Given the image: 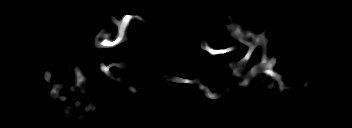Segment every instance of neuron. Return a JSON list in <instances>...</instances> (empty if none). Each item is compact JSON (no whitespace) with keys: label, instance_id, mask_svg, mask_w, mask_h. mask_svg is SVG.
<instances>
[{"label":"neuron","instance_id":"1","mask_svg":"<svg viewBox=\"0 0 352 128\" xmlns=\"http://www.w3.org/2000/svg\"><path fill=\"white\" fill-rule=\"evenodd\" d=\"M114 23L118 26V32H117V36L114 40H111V33H109V31H107L106 29L101 30L100 32H98L95 36V42H94V47H99V48H113L115 46H117L118 44L127 41L128 38L126 37V33H127V28L131 22L132 19H138L141 20L145 23V19L142 18L141 16L138 15H124L122 17L121 21H118L117 19H114L112 17ZM227 29L229 30V32H231V35L234 37V39H236V41L239 44H245L248 46V51L246 53V55L239 61V62H232V61H228L229 63V68H231L233 70L234 75H241L242 71L244 70V67L247 65L251 55L253 54L255 48L257 45H261L262 47V58L260 63L255 64L252 69L250 70V72L246 75L243 76L244 78V83H240L238 84V86L245 88V85H248L250 83V78L255 77L259 74L264 73L267 76H270L274 79H276L279 83V89L281 90L282 87H284V83L281 80L279 74L277 72H275L273 70L274 68V64L277 61V58H272V59H268L267 58V54H266V49H267V45L266 43L268 42V39L265 37L266 31L267 29L260 33V34H254L250 31H246V33H244L243 29L244 27L241 25H238L237 23L233 22L232 24L228 25L226 24ZM201 48L204 49L205 51H208L209 55L215 56L217 54H225L227 52H231L234 51L236 49L235 46H231L228 47L226 49H214L212 47H210L208 45L207 41H202L201 42ZM64 54L62 52H53V53H49V56L53 57H61ZM70 67H72L75 71L76 77H75V83L73 86H71L70 90L72 92L75 91V89L77 87L83 88V92L86 93L85 89H84V85H85V81L87 76H84L82 74V72L80 71V69L75 65L74 63V58L73 60H69V64ZM101 67L99 68V70L95 67V71L97 72H103L105 73V75L109 78H113L112 73L109 72L111 67H118L119 69H124L125 65L123 64V62L120 63H111L109 65H105L103 63L100 64ZM52 73L51 72H45V80L46 82H48L50 85H53L50 83V78H51ZM264 78V80H266L267 78ZM160 80H169L171 82H175V83H187V84H197L200 90H204L205 91V96L210 98V99H219L223 92H216V93H212L205 85L201 84V81L198 78H195L193 80L190 79H184V78H178L175 77L173 75H163V77L160 78ZM128 89L131 92H136V89L132 86H129ZM61 90V87L59 85H55L52 86V90L50 92V96L52 99H56V98H60L61 101H65L67 100L66 96H59V92ZM95 110L98 109L100 110L99 113H102L100 108H97L95 105L92 104H88V106L85 107V110ZM62 110L65 111V117L66 118H70L71 117V113L66 111V108L64 106H62Z\"/></svg>","mask_w":352,"mask_h":128}]
</instances>
